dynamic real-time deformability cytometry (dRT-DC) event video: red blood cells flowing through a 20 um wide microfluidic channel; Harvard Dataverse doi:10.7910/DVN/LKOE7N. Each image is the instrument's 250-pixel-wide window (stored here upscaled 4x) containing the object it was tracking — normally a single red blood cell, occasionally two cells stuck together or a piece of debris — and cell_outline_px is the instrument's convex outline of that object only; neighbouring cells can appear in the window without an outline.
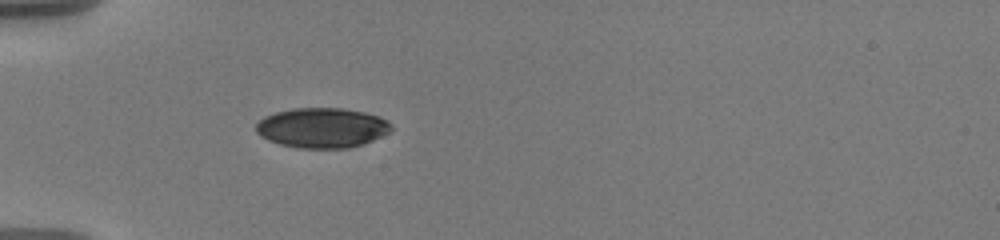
{"species": "human", "species_latin": "Homo sapiens", "temperature_condition": "warm", "stored_images_in_passage": 37, "camera_frame_rate_fps": 3000, "um_per_image_px": 0.085, "donor": {"sex": "male"}, "frame": {"image": 1, "passage_image": 1, "time_ms": 0.0, "image_size_px": [1000, 240], "cell_outline_px": [[392, 128], [388, 132], [364, 144], [348, 148], [296, 148], [280, 144], [268, 140], [260, 136], [256, 132], [256, 124], [264, 116], [276, 112], [292, 108], [340, 108], [364, 112], [380, 116], [388, 120], [392, 124]], "centroid_in_image_um": [27.37, 10.86], "position_along_channel_um": 57.6, "area_um2": 31.62}}
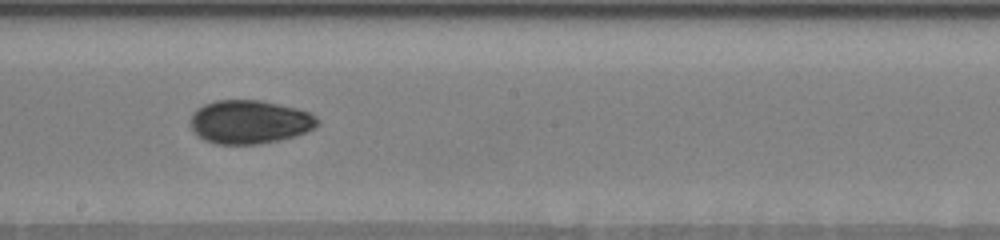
{"frame": {"image": 2, "passage_image": 16, "time_ms": 5.0, "image_size_px": [1000, 240], "cell_outline_px": [[320, 124], [304, 132], [280, 140], [260, 144], [216, 144], [204, 140], [192, 128], [188, 120], [192, 112], [196, 108], [204, 104], [216, 100], [260, 100], [296, 108], [308, 112], [316, 116], [320, 120]], "centroid_in_image_um": [21.18, 10.36], "position_along_channel_um": 227.0, "area_um2": 32.31}}
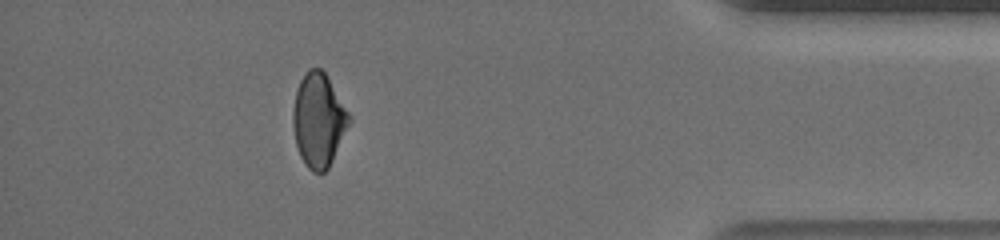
{"frame": {"image": 3, "passage_image": 32, "time_ms": 11.0, "image_size_px": [1000, 240], "cell_outline_px": [[352, 120], [328, 168], [324, 172], [312, 172], [304, 164], [300, 156], [296, 144], [292, 124], [292, 112], [296, 92], [300, 80], [308, 68], [320, 68], [324, 72], [348, 112]], "centroid_in_image_um": [27.06, 10.23], "position_along_channel_um": 408.1, "area_um2": 30.4}, "authors_computed_cell_mechanics": {"area_um2": 31.6166, "velocity_mm_per_s": 3.6193, "shape_relaxation_time_tau1_ms": 6.0601, "shape_relaxation_time_tau2_ms": 3.3834, "deformation_change_tau1": 0.1632, "deformation_change_tau2": 0.0631}}